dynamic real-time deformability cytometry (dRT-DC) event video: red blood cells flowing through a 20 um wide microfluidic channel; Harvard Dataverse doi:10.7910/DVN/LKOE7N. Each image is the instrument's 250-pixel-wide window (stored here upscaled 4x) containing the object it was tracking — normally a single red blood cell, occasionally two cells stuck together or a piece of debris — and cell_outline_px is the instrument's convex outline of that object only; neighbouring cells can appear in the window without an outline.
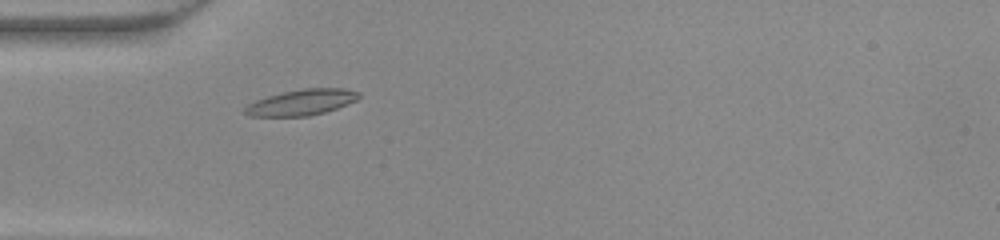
{"species": "common noctule bat (a hibernating species)", "species_latin": "Nyctalus noctula", "temperature_condition": "warm", "stored_images_in_passage": 42, "camera_frame_rate_fps": 3000, "um_per_image_px": 0.085, "animal": {"sex": "female", "body_mass_g": 22.0, "forearm_length_mm": 56.7}, "frame": {"image": 1, "passage_image": 8, "time_ms": 2.333, "image_size_px": [1000, 240], "cell_outline_px": [[360, 96], [356, 100], [336, 108], [324, 112], [308, 116], [248, 116], [244, 112], [244, 108], [248, 104], [256, 100], [268, 96], [284, 92], [304, 88], [344, 88], [360, 92]], "centroid_in_image_um": [25.63, 8.69], "position_along_channel_um": 59.4, "area_um2": 16.99}}
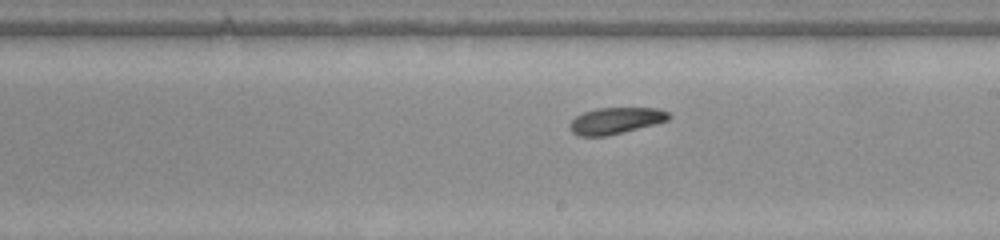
{"frame": {"image": 2, "passage_image": 21, "time_ms": 6.667, "image_size_px": [1000, 240], "cell_outline_px": [[672, 116], [668, 120], [656, 124], [604, 136], [580, 136], [572, 132], [568, 128], [568, 124], [576, 116], [584, 112], [596, 108], [660, 108], [668, 112]], "centroid_in_image_um": [52.33, 10.25], "position_along_channel_um": 236.7, "area_um2": 15.26}}
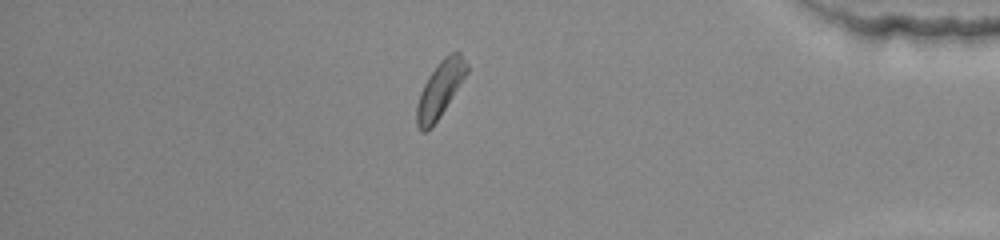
{"frame": {"image": 3, "passage_image": 35, "time_ms": 11.333, "image_size_px": [1000, 240], "cell_outline_px": [[468, 72], [440, 116], [432, 128], [424, 132], [420, 132], [416, 124], [416, 104], [420, 92], [428, 76], [440, 60], [444, 56], [452, 52], [460, 52], [468, 64]], "centroid_in_image_um": [37.38, 7.61], "position_along_channel_um": 397.8, "area_um2": 16.36}}